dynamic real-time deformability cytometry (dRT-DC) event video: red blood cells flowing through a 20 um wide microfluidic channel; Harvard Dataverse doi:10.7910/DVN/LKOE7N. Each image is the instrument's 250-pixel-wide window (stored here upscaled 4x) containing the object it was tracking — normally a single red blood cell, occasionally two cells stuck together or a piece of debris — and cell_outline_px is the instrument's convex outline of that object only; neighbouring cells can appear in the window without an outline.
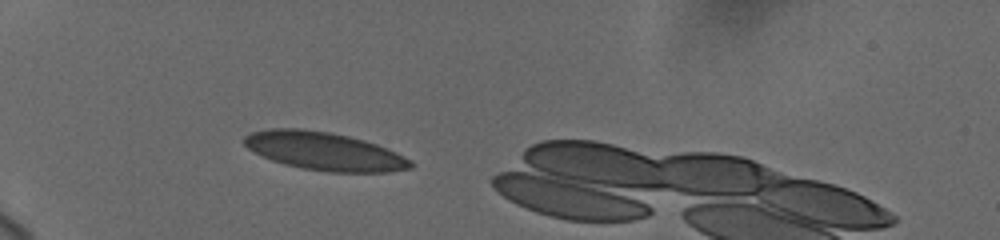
{"species": "human", "species_latin": "Homo sapiens", "temperature_condition": "cold", "stored_images_in_passage": 5, "camera_frame_rate_fps": 3000, "um_per_image_px": 0.085, "donor": {"sex": "female"}, "frame": {"image": 1, "passage_image": 2, "time_ms": 1.0, "image_size_px": [1000, 240], "cell_outline_px": [[416, 164], [412, 168], [388, 172], [328, 172], [304, 168], [284, 164], [272, 160], [248, 148], [244, 144], [244, 136], [252, 132], [272, 128], [300, 128], [332, 132], [364, 140], [376, 144], [396, 152], [412, 160]], "centroid_in_image_um": [27.61, 12.85], "position_along_channel_um": 57.4, "area_um2": 36.93}}
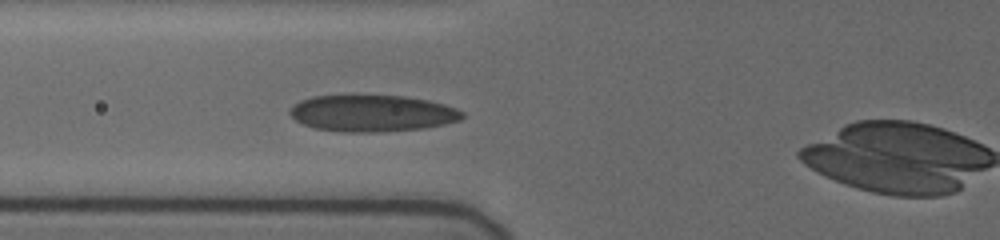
{"frame": {"image": 2, "passage_image": 4, "time_ms": 2.667, "image_size_px": [1000, 240], "cell_outline_px": [[464, 116], [460, 120], [444, 124], [424, 128], [372, 132], [344, 132], [316, 128], [304, 124], [296, 120], [288, 112], [300, 100], [312, 96], [404, 96], [428, 100], [444, 104], [456, 108], [464, 112]], "centroid_in_image_um": [31.67, 9.63], "position_along_channel_um": 94.1, "area_um2": 36.41}}